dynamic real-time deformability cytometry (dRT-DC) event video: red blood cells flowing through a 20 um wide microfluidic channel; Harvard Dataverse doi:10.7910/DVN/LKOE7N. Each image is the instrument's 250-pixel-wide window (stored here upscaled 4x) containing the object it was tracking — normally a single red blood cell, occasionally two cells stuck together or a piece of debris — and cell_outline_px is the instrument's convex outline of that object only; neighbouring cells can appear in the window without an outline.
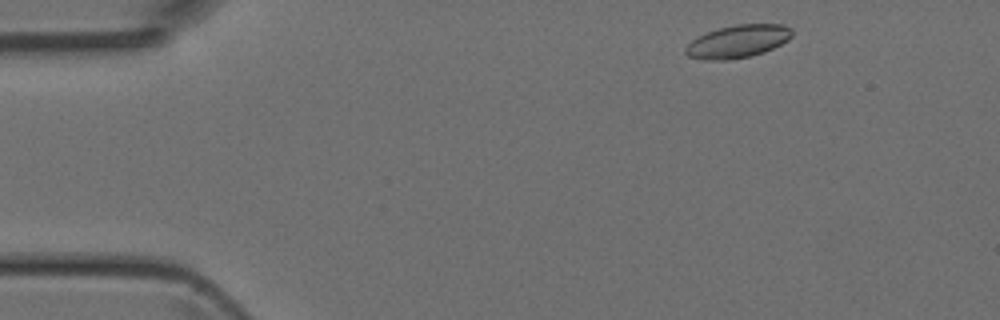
{"species": "Egyptian fruit bat (a non-hibernating species)", "species_latin": "Rousettus aegyptiacus", "temperature_condition": "room temperature", "stored_images_in_passage": 43, "camera_frame_rate_fps": 3000, "um_per_image_px": 0.085, "animal": {"sex": "female"}, "frame": {"image": 1, "passage_image": 2, "time_ms": 0.333, "image_size_px": [1000, 320], "cell_outline_px": [[792, 36], [788, 40], [764, 52], [748, 56], [728, 60], [704, 60], [688, 56], [684, 52], [684, 48], [692, 40], [708, 32], [720, 28], [736, 24], [784, 24], [792, 28]], "centroid_in_image_um": [62.72, 3.52], "position_along_channel_um": 22.3, "area_um2": 20.23}}
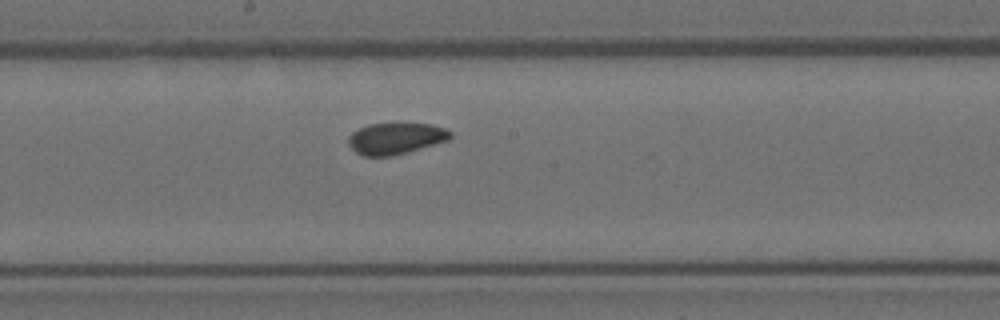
{"frame": {"image": 2, "passage_image": 21, "time_ms": 6.667, "image_size_px": [1000, 320], "cell_outline_px": [[452, 136], [448, 140], [392, 156], [364, 156], [356, 152], [348, 144], [348, 136], [352, 132], [368, 124], [432, 124], [444, 128], [452, 132]], "centroid_in_image_um": [33.62, 11.77], "position_along_channel_um": 214.6, "area_um2": 18.44}}
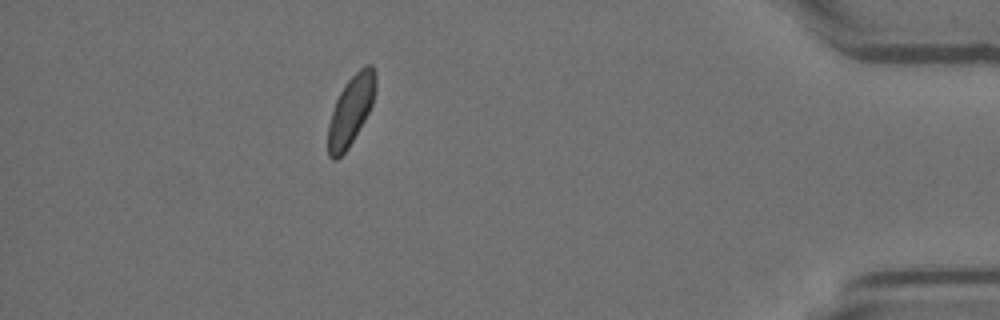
{"frame": {"image": 3, "passage_image": 38, "time_ms": 12.333, "image_size_px": [1000, 320], "cell_outline_px": [[376, 88], [372, 104], [364, 120], [348, 148], [336, 160], [332, 160], [328, 156], [328, 124], [336, 100], [344, 84], [360, 68], [368, 64], [372, 64], [376, 76]], "centroid_in_image_um": [29.82, 9.37], "position_along_channel_um": 405.4, "area_um2": 19.02}}